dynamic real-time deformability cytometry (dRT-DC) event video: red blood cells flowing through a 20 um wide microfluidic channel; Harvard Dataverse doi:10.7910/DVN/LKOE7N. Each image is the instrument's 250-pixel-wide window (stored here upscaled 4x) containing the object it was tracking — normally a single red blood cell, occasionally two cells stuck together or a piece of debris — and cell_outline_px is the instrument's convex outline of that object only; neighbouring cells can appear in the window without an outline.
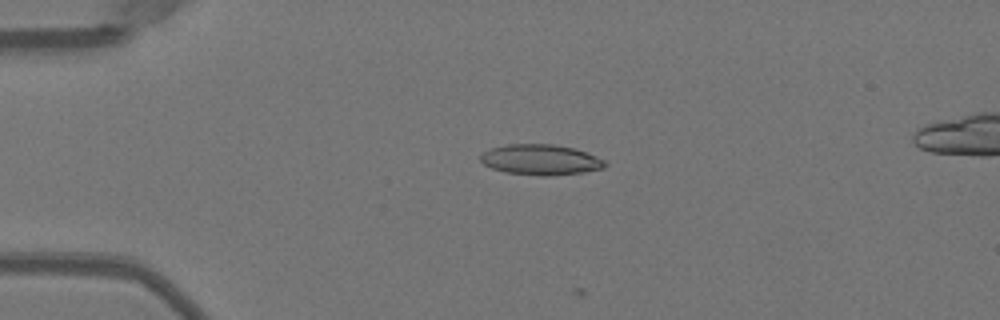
{"species": "Egyptian fruit bat (a non-hibernating species)", "species_latin": "Rousettus aegyptiacus", "temperature_condition": "warm", "stored_images_in_passage": 2, "camera_frame_rate_fps": 3000, "um_per_image_px": 0.085, "animal": {"sex": "female"}, "frame": {"image": 1, "passage_image": 1, "time_ms": 0.0, "image_size_px": [1000, 320], "cell_outline_px": [[608, 164], [604, 168], [584, 172], [548, 176], [540, 176], [504, 172], [492, 168], [484, 164], [480, 160], [480, 156], [484, 152], [492, 148], [508, 144], [552, 144], [576, 148], [596, 156], [604, 160]], "centroid_in_image_um": [45.98, 13.58], "position_along_channel_um": 39.0, "area_um2": 22.2}}